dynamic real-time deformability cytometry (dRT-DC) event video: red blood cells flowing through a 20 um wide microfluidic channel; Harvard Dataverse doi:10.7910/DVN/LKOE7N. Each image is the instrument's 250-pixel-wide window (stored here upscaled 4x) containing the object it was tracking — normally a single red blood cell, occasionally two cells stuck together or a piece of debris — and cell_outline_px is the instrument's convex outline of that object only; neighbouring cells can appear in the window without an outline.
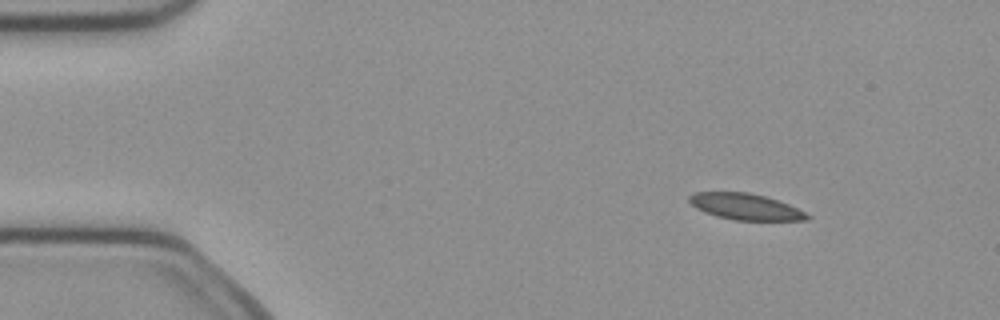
{"species": "common noctule bat (a hibernating species)", "species_latin": "Nyctalus noctula", "temperature_condition": "cold", "stored_images_in_passage": 4, "camera_frame_rate_fps": 3000, "um_per_image_px": 0.085, "animal": {"sex": "female", "body_mass_g": 21.9}, "frame": {"image": 1, "passage_image": 1, "time_ms": 0.0, "image_size_px": [1000, 320], "cell_outline_px": [[812, 216], [808, 220], [736, 220], [716, 216], [704, 212], [696, 208], [688, 200], [688, 196], [696, 192], [748, 192], [764, 196], [788, 204]], "centroid_in_image_um": [63.34, 17.57], "position_along_channel_um": 21.7, "area_um2": 17.86}}